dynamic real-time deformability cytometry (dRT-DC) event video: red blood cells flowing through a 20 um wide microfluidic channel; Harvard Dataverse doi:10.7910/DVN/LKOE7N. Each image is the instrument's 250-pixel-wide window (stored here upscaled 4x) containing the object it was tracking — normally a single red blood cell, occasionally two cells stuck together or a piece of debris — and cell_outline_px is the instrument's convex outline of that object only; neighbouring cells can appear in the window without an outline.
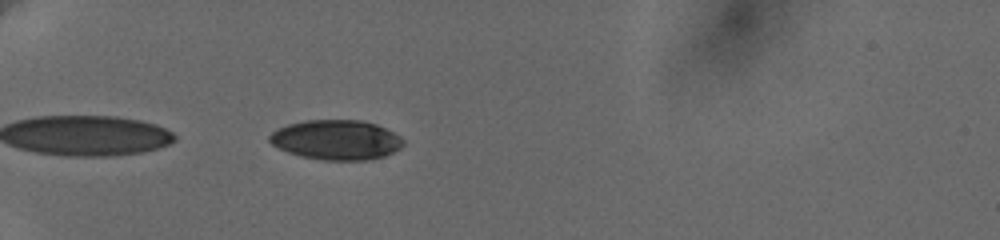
{"species": "human", "species_latin": "Homo sapiens", "temperature_condition": "cold", "stored_images_in_passage": 40, "camera_frame_rate_fps": 3000, "um_per_image_px": 0.085, "donor": {"sex": "female"}, "frame": {"image": 1, "passage_image": 2, "time_ms": 0.333, "image_size_px": [1000, 240], "cell_outline_px": [[404, 144], [400, 148], [384, 156], [368, 160], [320, 160], [300, 156], [288, 152], [272, 144], [268, 140], [268, 136], [276, 128], [288, 124], [304, 120], [364, 120], [376, 124], [400, 136], [404, 140]], "centroid_in_image_um": [28.57, 11.88], "position_along_channel_um": 56.4, "area_um2": 31.15}}
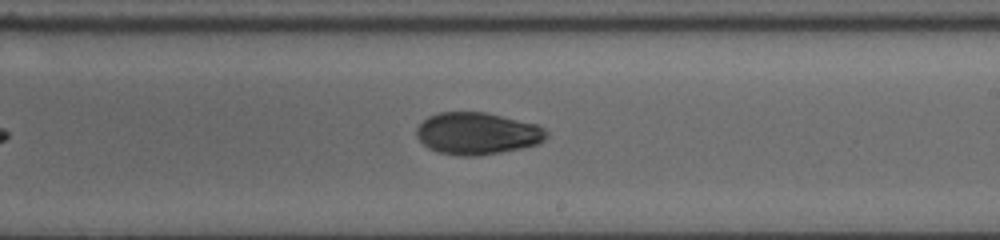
{"frame": {"image": 2, "passage_image": 20, "time_ms": 6.333, "image_size_px": [1000, 240], "cell_outline_px": [[548, 136], [544, 140], [536, 144], [520, 148], [500, 152], [476, 156], [460, 156], [440, 152], [428, 148], [416, 136], [416, 128], [428, 116], [440, 112], [488, 112], [536, 124], [544, 128], [548, 132]], "centroid_in_image_um": [40.57, 11.33], "position_along_channel_um": 248.4, "area_um2": 31.79}}
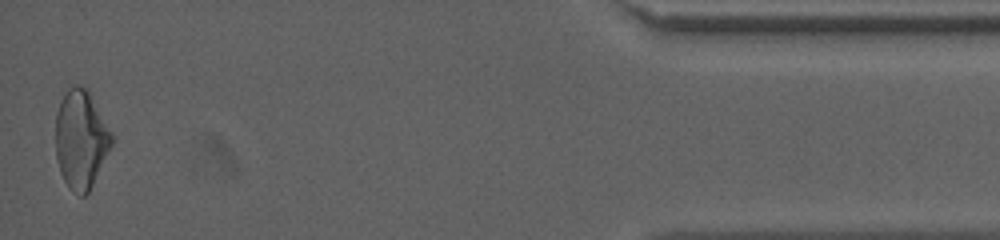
{"frame": {"image": 3, "passage_image": 40, "time_ms": 13.0, "image_size_px": [1000, 240], "cell_outline_px": [[112, 144], [88, 192], [84, 196], [80, 196], [72, 192], [68, 188], [60, 172], [56, 156], [56, 112], [60, 100], [68, 88], [76, 84], [80, 84], [88, 88], [112, 132]], "centroid_in_image_um": [6.86, 11.8], "position_along_channel_um": 428.3, "area_um2": 32.31}, "authors_computed_cell_mechanics": {"area_um2": 31.501, "velocity_mm_per_s": 3.6456, "shape_relaxation_time_tau1_ms": 8.0966, "shape_relaxation_time_tau2_ms": 9.1461, "deformation_change_tau1": 0.1808, "deformation_change_tau2": 0.1173}}